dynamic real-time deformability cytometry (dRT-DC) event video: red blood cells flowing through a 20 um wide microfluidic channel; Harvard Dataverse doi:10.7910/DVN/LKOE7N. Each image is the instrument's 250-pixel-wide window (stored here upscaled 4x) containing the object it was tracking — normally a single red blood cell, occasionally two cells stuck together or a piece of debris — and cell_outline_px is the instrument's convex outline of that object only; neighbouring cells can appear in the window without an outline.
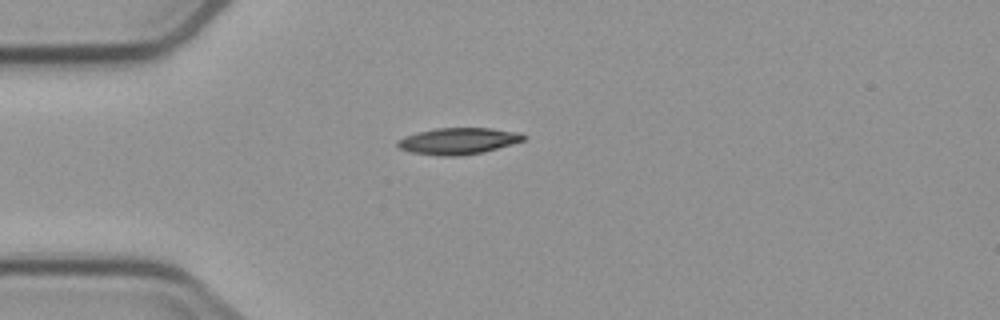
{"species": "common noctule bat (a hibernating species)", "species_latin": "Nyctalus noctula", "temperature_condition": "cold", "stored_images_in_passage": 4, "camera_frame_rate_fps": 3000, "um_per_image_px": 0.085, "animal": {"sex": "male", "body_mass_g": 23.1, "forearm_length_mm": 52.7}, "frame": {"image": 1, "passage_image": 1, "time_ms": 0.0, "image_size_px": [1000, 320], "cell_outline_px": [[528, 136], [524, 140], [484, 152], [460, 156], [440, 156], [412, 152], [400, 148], [396, 144], [404, 136], [436, 128], [492, 128], [520, 132]], "centroid_in_image_um": [39.0, 11.98], "position_along_channel_um": 46.0, "area_um2": 19.36}}
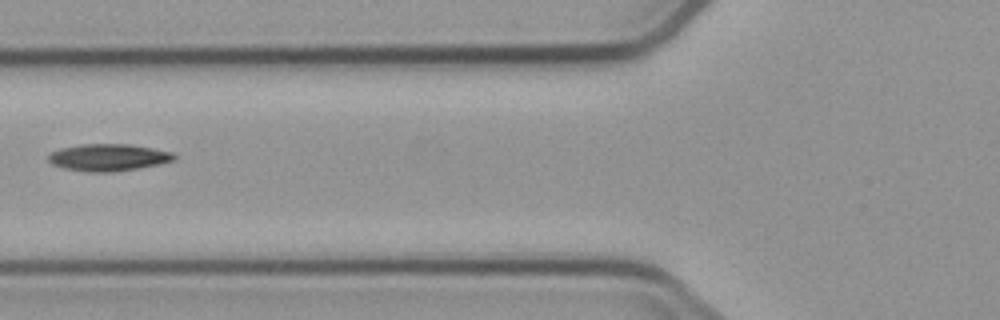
{"frame": {"image": 2, "passage_image": 3, "time_ms": 2.333, "image_size_px": [1000, 320], "cell_outline_px": [[176, 156], [172, 160], [160, 164], [140, 168], [112, 172], [88, 172], [64, 168], [52, 164], [48, 160], [48, 156], [52, 152], [60, 148], [80, 144], [128, 144], [152, 148], [172, 152]], "centroid_in_image_um": [9.19, 13.38], "position_along_channel_um": 116.6, "area_um2": 19.77}}
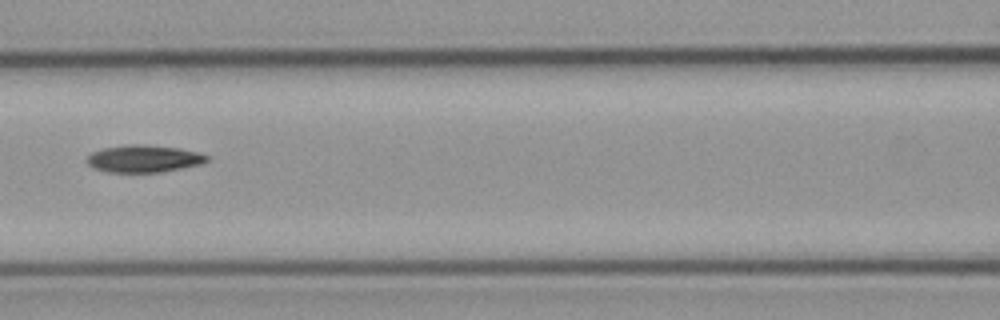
{"frame": {"image": 3, "passage_image": 4, "time_ms": 3.333, "image_size_px": [1000, 320], "cell_outline_px": [[208, 160], [200, 164], [160, 172], [104, 172], [92, 168], [84, 160], [92, 152], [100, 148], [128, 144], [144, 144], [180, 148], [196, 152], [208, 156]], "centroid_in_image_um": [12.13, 13.48], "position_along_channel_um": 154.5, "area_um2": 19.19}}